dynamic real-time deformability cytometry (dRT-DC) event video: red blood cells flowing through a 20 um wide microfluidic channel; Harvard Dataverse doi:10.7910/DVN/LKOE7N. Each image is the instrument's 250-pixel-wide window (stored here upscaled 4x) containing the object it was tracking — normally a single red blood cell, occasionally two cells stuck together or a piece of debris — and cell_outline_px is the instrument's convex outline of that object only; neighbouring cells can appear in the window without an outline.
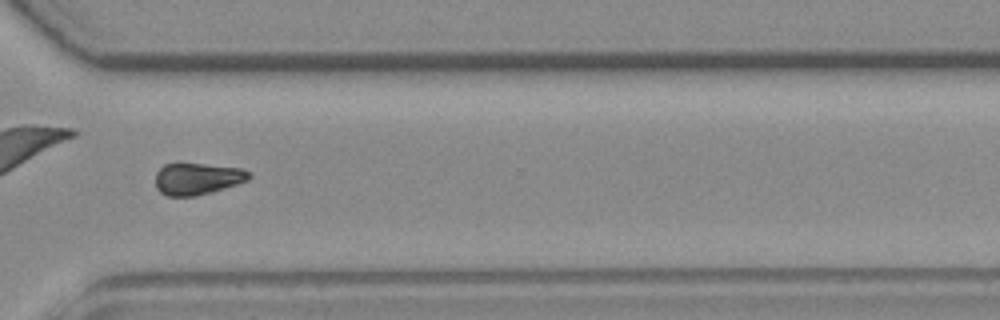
{"species": "common noctule bat (a hibernating species)", "species_latin": "Nyctalus noctula", "temperature_condition": "room temperature", "stored_images_in_passage": 54, "camera_frame_rate_fps": 3000, "um_per_image_px": 0.085, "animal": {"sex": "female", "body_mass_g": 19.3, "forearm_length_mm": 54.1}, "frame": {"image": 1, "passage_image": 39, "time_ms": 12.667, "image_size_px": [1000, 320], "cell_outline_px": [[252, 176], [248, 180], [236, 184], [196, 196], [168, 196], [160, 192], [156, 188], [156, 172], [164, 164], [204, 164], [240, 168], [248, 172]], "centroid_in_image_um": [16.74, 15.2], "position_along_channel_um": 353.9, "area_um2": 17.05}}